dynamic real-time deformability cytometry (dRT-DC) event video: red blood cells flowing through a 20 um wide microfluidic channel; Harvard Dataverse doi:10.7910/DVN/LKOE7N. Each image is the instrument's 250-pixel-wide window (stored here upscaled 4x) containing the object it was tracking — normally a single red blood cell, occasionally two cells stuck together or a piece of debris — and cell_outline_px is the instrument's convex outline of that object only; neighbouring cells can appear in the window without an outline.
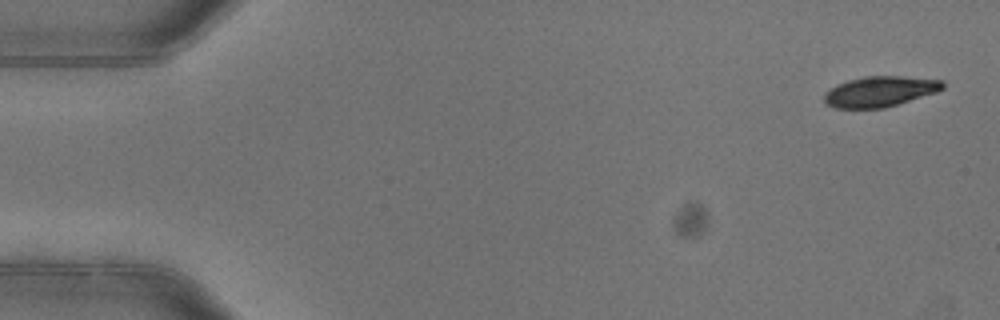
{"species": "common noctule bat (a hibernating species)", "species_latin": "Nyctalus noctula", "temperature_condition": "warm", "stored_images_in_passage": 5, "camera_frame_rate_fps": 3000, "um_per_image_px": 0.085, "animal": {"sex": "female"}, "frame": {"image": 1, "passage_image": 1, "time_ms": 0.0, "image_size_px": [1000, 320], "cell_outline_px": [[944, 88], [936, 92], [884, 108], [836, 108], [824, 104], [824, 96], [836, 84], [848, 80], [864, 76], [904, 76], [944, 80]], "centroid_in_image_um": [74.8, 7.77], "position_along_channel_um": 10.2, "area_um2": 20.98}}
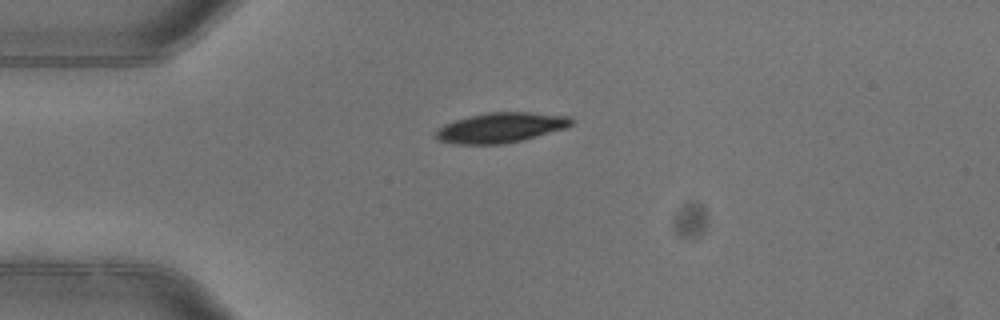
{"frame": {"image": 2, "passage_image": 4, "time_ms": 1.0, "image_size_px": [1000, 320], "cell_outline_px": [[572, 124], [564, 128], [520, 140], [500, 144], [456, 144], [436, 140], [436, 132], [444, 124], [468, 116], [488, 112], [532, 112], [568, 116], [572, 120]], "centroid_in_image_um": [42.52, 10.84], "position_along_channel_um": 42.5, "area_um2": 23.35}}